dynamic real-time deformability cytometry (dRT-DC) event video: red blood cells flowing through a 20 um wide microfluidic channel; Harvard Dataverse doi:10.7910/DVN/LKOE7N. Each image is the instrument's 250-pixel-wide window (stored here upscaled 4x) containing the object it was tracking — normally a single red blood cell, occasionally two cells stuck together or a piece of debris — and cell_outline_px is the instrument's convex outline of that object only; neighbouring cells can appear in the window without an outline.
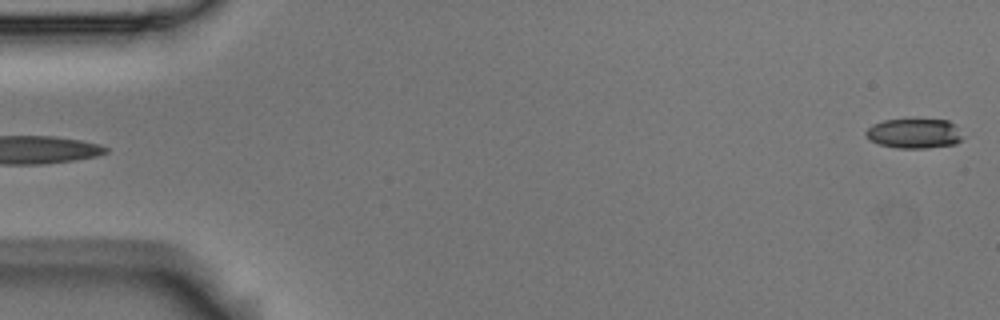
{"species": "Egyptian fruit bat (a non-hibernating species)", "species_latin": "Rousettus aegyptiacus", "temperature_condition": "room temperature", "stored_images_in_passage": 5, "segment_of_instrument_passage": [2, 2], "camera_frame_rate_fps": 3000, "um_per_image_px": 0.085, "animal": {"sex": "male"}, "frame": {"image": 1, "passage_image": 5, "time_ms": 1.333, "image_size_px": [1000, 320], "cell_outline_px": [[960, 140], [956, 144], [928, 148], [896, 148], [880, 144], [868, 140], [864, 136], [864, 132], [872, 124], [884, 120], [948, 120], [956, 124], [960, 136]], "centroid_in_image_um": [77.65, 11.35], "position_along_channel_um": 7.3, "area_um2": 16.76}}